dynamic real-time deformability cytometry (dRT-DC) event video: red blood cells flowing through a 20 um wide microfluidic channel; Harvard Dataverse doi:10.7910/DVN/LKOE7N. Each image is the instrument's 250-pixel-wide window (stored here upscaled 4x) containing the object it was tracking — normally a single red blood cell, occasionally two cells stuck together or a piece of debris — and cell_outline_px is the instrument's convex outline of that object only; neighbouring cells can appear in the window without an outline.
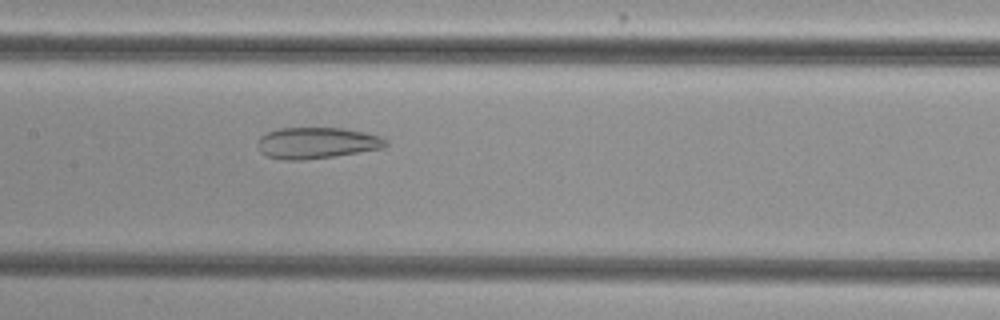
{"species": "common noctule bat (a hibernating species)", "species_latin": "Nyctalus noctula", "temperature_condition": "cold", "stored_images_in_passage": 47, "camera_frame_rate_fps": 3000, "um_per_image_px": 0.085, "animal": {"sex": "female", "body_mass_g": 29.2, "forearm_length_mm": 56.3}, "frame": {"image": 1, "passage_image": 20, "time_ms": 6.333, "image_size_px": [1000, 320], "cell_outline_px": [[388, 144], [384, 148], [332, 156], [304, 160], [284, 160], [264, 156], [260, 152], [256, 144], [260, 136], [268, 132], [280, 128], [344, 128], [364, 132], [380, 136], [388, 140]], "centroid_in_image_um": [26.9, 12.15], "position_along_channel_um": 180.5, "area_um2": 23.47}}
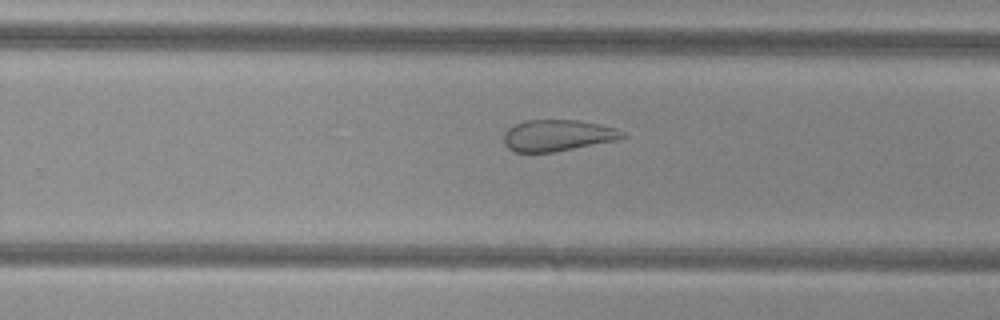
{"frame": {"image": 2, "passage_image": 28, "time_ms": 9.0, "image_size_px": [1000, 320], "cell_outline_px": [[628, 136], [620, 140], [552, 152], [516, 152], [508, 148], [504, 144], [504, 132], [508, 128], [524, 120], [576, 120], [600, 124], [616, 128], [624, 132]], "centroid_in_image_um": [47.43, 11.51], "position_along_channel_um": 282.4, "area_um2": 21.85}}
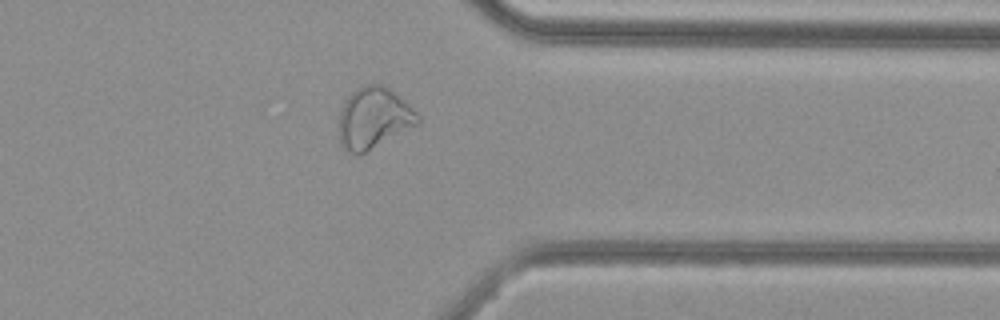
{"frame": {"image": 3, "passage_image": 36, "time_ms": 11.667, "image_size_px": [1000, 320], "cell_outline_px": [[420, 124], [360, 156], [356, 156], [344, 152], [340, 144], [340, 108], [344, 100], [360, 84], [380, 84], [388, 88], [408, 104], [420, 116]], "centroid_in_image_um": [31.74, 10.08], "position_along_channel_um": 379.7, "area_um2": 28.67}, "authors_computed_cell_mechanics": {"area_um2": 28.6688, "velocity_mm_per_s": 3.8378, "shape_relaxation_time_tau1_ms": null, "shape_relaxation_time_tau2_ms": 2.5546, "deformation_change_tau1": null, "deformation_change_tau2": 0.1111}}